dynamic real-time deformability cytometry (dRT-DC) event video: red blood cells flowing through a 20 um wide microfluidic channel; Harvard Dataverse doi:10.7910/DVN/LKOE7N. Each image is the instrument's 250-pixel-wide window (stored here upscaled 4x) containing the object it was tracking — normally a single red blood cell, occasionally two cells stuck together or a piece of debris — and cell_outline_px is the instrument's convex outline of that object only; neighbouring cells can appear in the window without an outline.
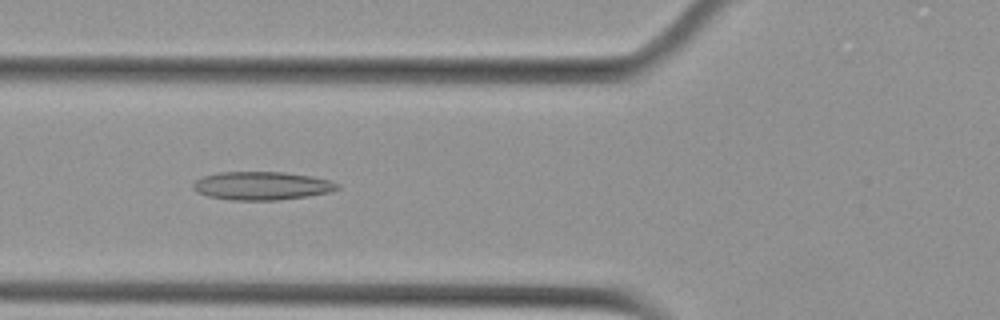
{"species": "Egyptian fruit bat (a non-hibernating species)", "species_latin": "Rousettus aegyptiacus", "temperature_condition": "cold", "stored_images_in_passage": 43, "camera_frame_rate_fps": 3000, "um_per_image_px": 0.085, "animal": {"sex": "female"}, "frame": {"image": 1, "passage_image": 12, "time_ms": 3.667, "image_size_px": [1000, 320], "cell_outline_px": [[340, 188], [332, 192], [308, 196], [280, 200], [232, 200], [208, 196], [196, 192], [192, 188], [192, 184], [196, 180], [204, 176], [220, 172], [284, 172], [312, 176], [332, 180], [340, 184]], "centroid_in_image_um": [22.3, 15.79], "position_along_channel_um": 103.5, "area_um2": 24.04}}
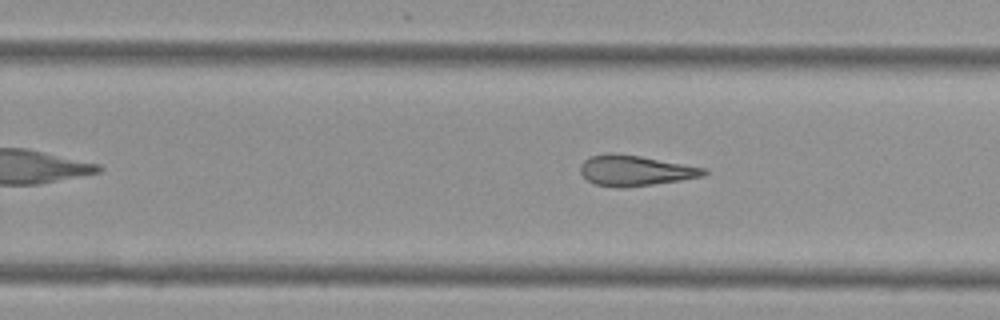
{"frame": {"image": 2, "passage_image": 26, "time_ms": 8.333, "image_size_px": [1000, 320], "cell_outline_px": [[708, 172], [704, 176], [680, 180], [652, 184], [620, 188], [616, 188], [596, 184], [588, 180], [580, 172], [580, 164], [584, 160], [592, 156], [608, 152], [612, 152], [640, 156], [708, 168]], "centroid_in_image_um": [54.0, 14.49], "position_along_channel_um": 275.8, "area_um2": 21.96}}
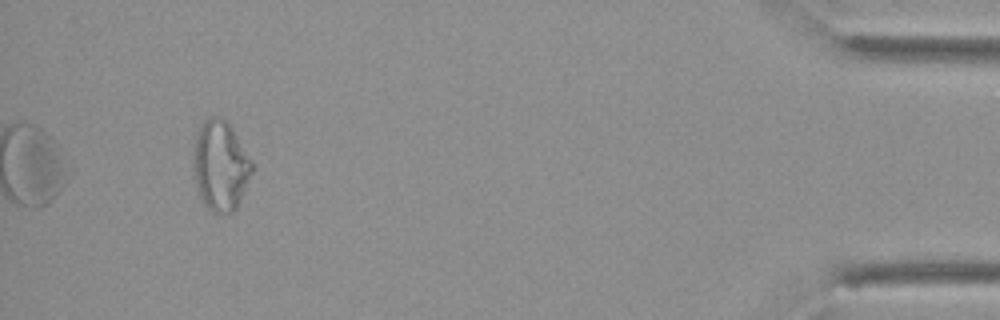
{"frame": {"image": 3, "passage_image": 43, "time_ms": 14.0, "image_size_px": [1000, 320], "cell_outline_px": [[252, 172], [236, 208], [232, 212], [216, 216], [204, 204], [200, 196], [192, 164], [192, 152], [196, 136], [200, 124], [208, 116], [220, 116], [228, 124], [252, 160]], "centroid_in_image_um": [18.7, 14.09], "position_along_channel_um": 416.5, "area_um2": 30.69}, "authors_computed_cell_mechanics": {"area_um2": 23.8714, "velocity_mm_per_s": 3.6902, "shape_relaxation_time_tau1_ms": null, "shape_relaxation_time_tau2_ms": 5.8412, "deformation_change_tau1": null, "deformation_change_tau2": 0.1939}}